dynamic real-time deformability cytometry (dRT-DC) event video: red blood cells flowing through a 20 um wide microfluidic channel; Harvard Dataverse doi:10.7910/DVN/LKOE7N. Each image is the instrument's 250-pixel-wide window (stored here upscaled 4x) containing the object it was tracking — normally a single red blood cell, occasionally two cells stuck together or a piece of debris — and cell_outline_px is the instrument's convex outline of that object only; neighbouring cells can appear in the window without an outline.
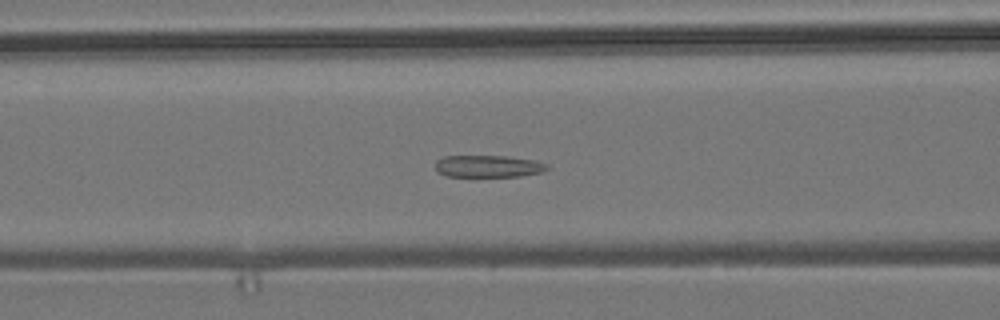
{"species": "common noctule bat (a hibernating species)", "species_latin": "Nyctalus noctula", "temperature_condition": "room temperature", "stored_images_in_passage": 44, "camera_frame_rate_fps": 3000, "um_per_image_px": 0.085, "animal": {"sex": "male", "body_mass_g": 19.2, "forearm_length_mm": 51.8}, "frame": {"image": 1, "passage_image": 10, "time_ms": 3.0, "image_size_px": [1000, 320], "cell_outline_px": [[548, 168], [540, 172], [520, 176], [448, 176], [436, 172], [436, 160], [444, 156], [508, 156], [536, 160], [548, 164]], "centroid_in_image_um": [41.49, 14.12], "position_along_channel_um": 125.1, "area_um2": 14.33}}
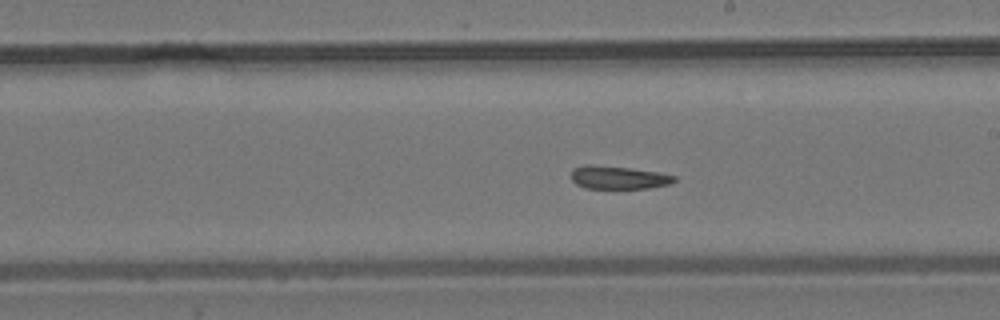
{"frame": {"image": 2, "passage_image": 19, "time_ms": 6.0, "image_size_px": [1000, 320], "cell_outline_px": [[676, 180], [672, 184], [648, 188], [584, 188], [576, 184], [572, 180], [572, 168], [584, 164], [592, 164], [628, 168], [660, 172], [676, 176]], "centroid_in_image_um": [52.57, 15.08], "position_along_channel_um": 236.4, "area_um2": 13.99}}
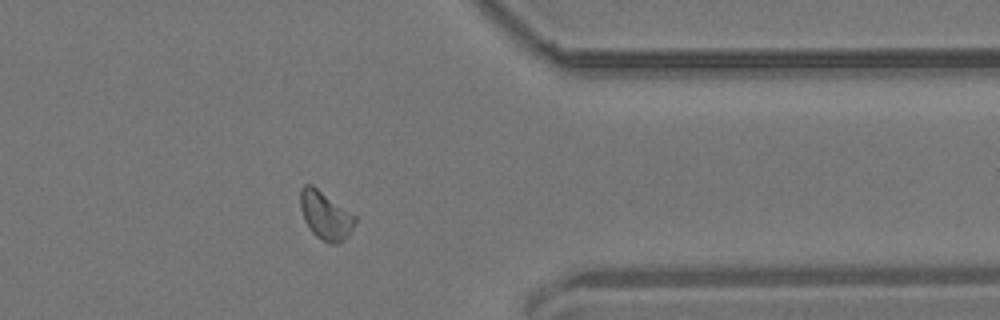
{"frame": {"image": 3, "passage_image": 32, "time_ms": 10.333, "image_size_px": [1000, 320], "cell_outline_px": [[356, 224], [348, 236], [344, 240], [336, 244], [328, 244], [316, 236], [312, 232], [304, 220], [300, 208], [300, 188], [304, 184], [312, 184], [356, 216]], "centroid_in_image_um": [27.66, 18.31], "position_along_channel_um": 383.7, "area_um2": 15.49}, "authors_computed_cell_mechanics": {"area_um2": 14.9702, "velocity_mm_per_s": 3.7083, "shape_relaxation_time_tau1_ms": null, "shape_relaxation_time_tau2_ms": 5.0199, "deformation_change_tau1": null, "deformation_change_tau2": 0.1053}}